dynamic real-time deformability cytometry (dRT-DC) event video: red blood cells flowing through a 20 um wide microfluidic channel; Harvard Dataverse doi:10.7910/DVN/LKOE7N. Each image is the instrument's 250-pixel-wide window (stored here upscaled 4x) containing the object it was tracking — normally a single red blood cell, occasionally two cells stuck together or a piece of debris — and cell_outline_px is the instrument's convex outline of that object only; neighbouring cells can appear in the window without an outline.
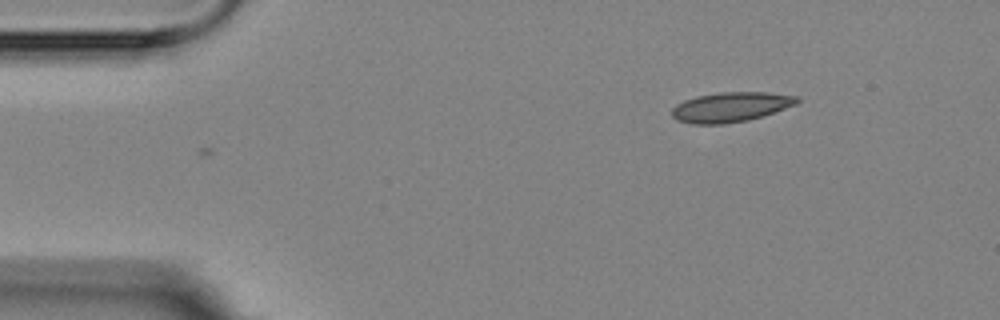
{"species": "Egyptian fruit bat (a non-hibernating species)", "species_latin": "Rousettus aegyptiacus", "temperature_condition": "room temperature", "stored_images_in_passage": 4, "camera_frame_rate_fps": 3000, "um_per_image_px": 0.085, "animal": {"sex": "female"}, "frame": {"image": 1, "passage_image": 1, "time_ms": 0.0, "image_size_px": [1000, 320], "cell_outline_px": [[800, 100], [796, 104], [748, 120], [724, 124], [692, 124], [680, 120], [672, 116], [672, 108], [676, 104], [684, 100], [696, 96], [720, 92], [768, 92], [800, 96]], "centroid_in_image_um": [62.11, 9.08], "position_along_channel_um": 22.9, "area_um2": 21.62}}
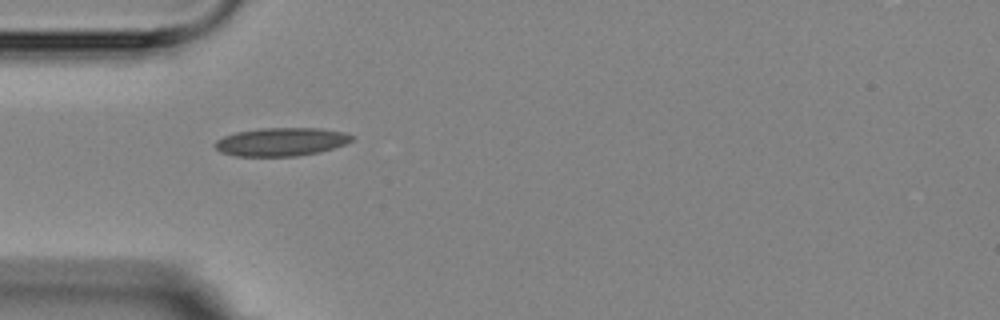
{"frame": {"image": 2, "passage_image": 3, "time_ms": 3.0, "image_size_px": [1000, 320], "cell_outline_px": [[352, 140], [344, 144], [320, 152], [296, 156], [236, 156], [220, 152], [212, 144], [216, 140], [224, 136], [236, 132], [260, 128], [320, 128], [344, 132], [352, 136]], "centroid_in_image_um": [23.86, 12.05], "position_along_channel_um": 61.1, "area_um2": 22.54}}
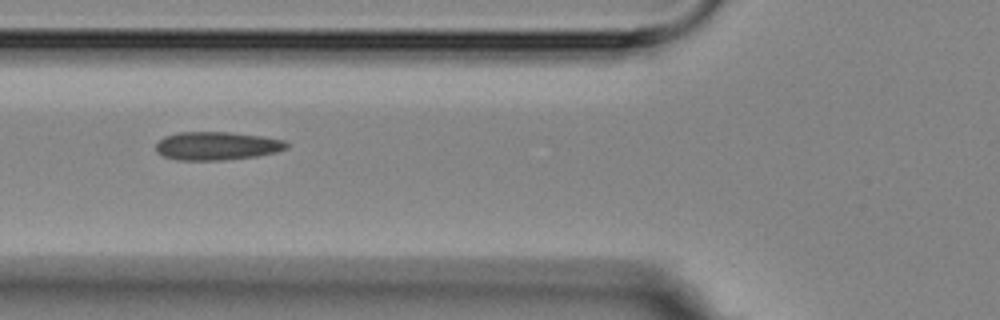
{"frame": {"image": 3, "passage_image": 4, "time_ms": 4.333, "image_size_px": [1000, 320], "cell_outline_px": [[288, 148], [276, 152], [256, 156], [224, 160], [176, 160], [164, 156], [156, 152], [156, 144], [164, 136], [180, 132], [228, 132], [264, 136], [284, 140], [288, 144]], "centroid_in_image_um": [18.44, 12.4], "position_along_channel_um": 107.4, "area_um2": 21.62}}